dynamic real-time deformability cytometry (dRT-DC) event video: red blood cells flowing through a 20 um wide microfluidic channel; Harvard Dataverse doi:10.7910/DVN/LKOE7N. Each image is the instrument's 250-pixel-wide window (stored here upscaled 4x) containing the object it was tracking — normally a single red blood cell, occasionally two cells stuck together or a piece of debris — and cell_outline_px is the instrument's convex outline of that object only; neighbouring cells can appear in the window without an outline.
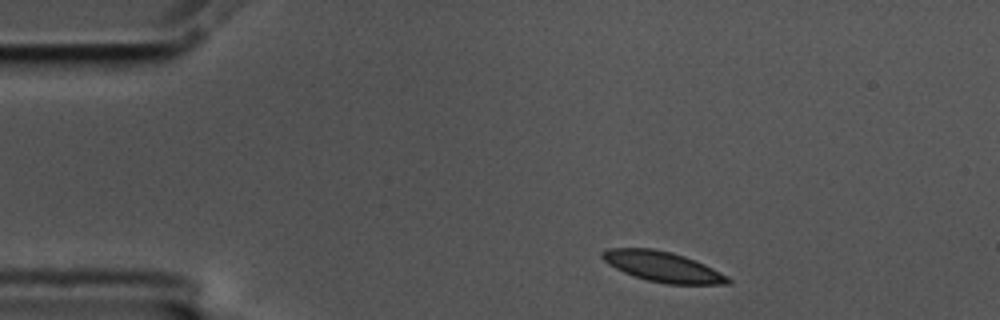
{"species": "common noctule bat (a hibernating species)", "species_latin": "Nyctalus noctula", "temperature_condition": "cold", "stored_images_in_passage": 3, "camera_frame_rate_fps": 3000, "um_per_image_px": 0.085, "animal": {"sex": "male", "body_mass_g": 17.5, "forearm_length_mm": 52.3}, "frame": {"image": 1, "passage_image": 1, "time_ms": 0.0, "image_size_px": [1000, 320], "cell_outline_px": [[732, 284], [668, 284], [648, 280], [632, 276], [608, 264], [600, 256], [600, 252], [608, 248], [652, 248], [672, 252], [696, 260], [728, 276], [732, 280]], "centroid_in_image_um": [56.33, 22.66], "position_along_channel_um": 28.7, "area_um2": 22.25}}